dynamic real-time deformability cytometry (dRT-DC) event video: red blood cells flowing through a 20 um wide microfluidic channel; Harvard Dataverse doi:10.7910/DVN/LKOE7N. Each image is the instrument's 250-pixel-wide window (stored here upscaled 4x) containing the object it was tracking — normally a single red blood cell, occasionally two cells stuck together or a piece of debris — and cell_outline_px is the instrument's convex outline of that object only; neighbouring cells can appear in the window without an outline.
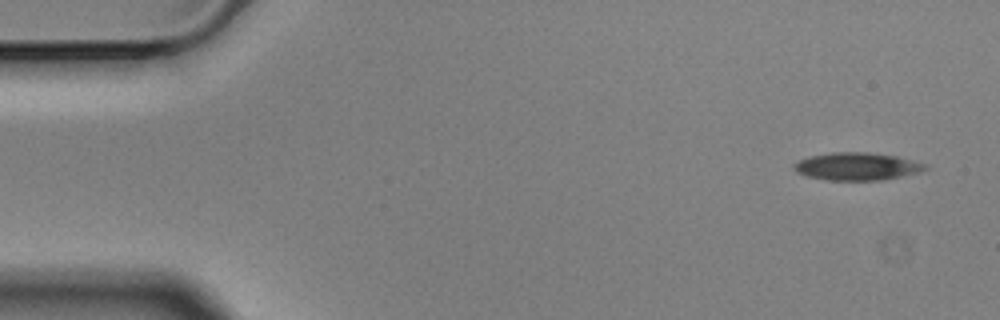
{"species": "Egyptian fruit bat (a non-hibernating species)", "species_latin": "Rousettus aegyptiacus", "temperature_condition": "cold", "stored_images_in_passage": 8, "camera_frame_rate_fps": 3000, "um_per_image_px": 0.085, "animal": {"sex": "male"}, "frame": {"image": 1, "passage_image": 1, "time_ms": 0.0, "image_size_px": [1000, 320], "cell_outline_px": [[928, 168], [920, 172], [880, 180], [828, 180], [808, 176], [796, 172], [792, 168], [800, 160], [808, 156], [832, 152], [868, 152], [896, 156], [928, 164]], "centroid_in_image_um": [72.85, 14.14], "position_along_channel_um": 12.1, "area_um2": 21.04}}
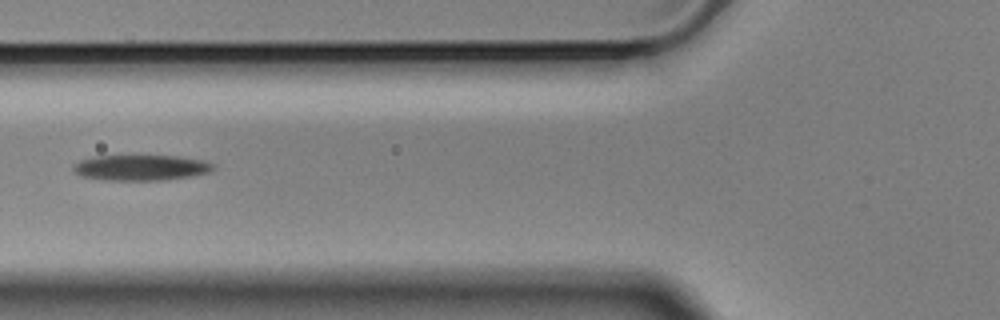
{"frame": {"image": 2, "passage_image": 6, "time_ms": 1.667, "image_size_px": [1000, 320], "cell_outline_px": [[216, 168], [212, 172], [192, 176], [168, 180], [104, 180], [80, 176], [72, 168], [80, 160], [96, 156], [176, 156], [204, 160], [216, 164]], "centroid_in_image_um": [12.06, 14.26], "position_along_channel_um": 113.7, "area_um2": 21.04}}
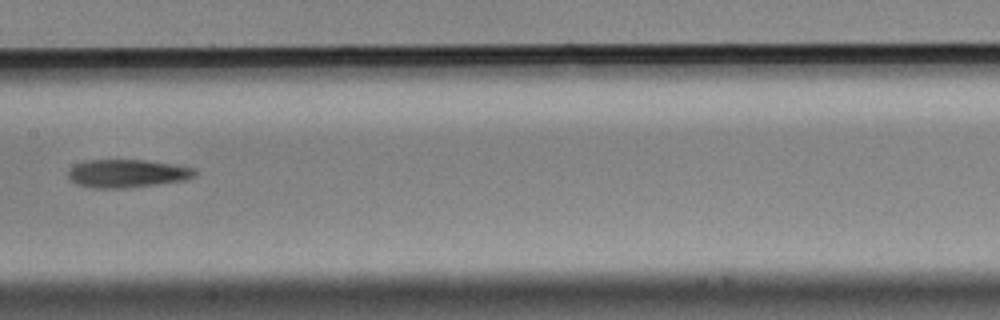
{"frame": {"image": 3, "passage_image": 8, "time_ms": 2.333, "image_size_px": [1000, 320], "cell_outline_px": [[196, 176], [184, 180], [156, 184], [124, 188], [96, 188], [76, 184], [68, 180], [68, 168], [76, 164], [88, 160], [144, 160], [172, 164], [196, 168]], "centroid_in_image_um": [10.78, 14.74], "position_along_channel_um": 196.6, "area_um2": 20.75}}